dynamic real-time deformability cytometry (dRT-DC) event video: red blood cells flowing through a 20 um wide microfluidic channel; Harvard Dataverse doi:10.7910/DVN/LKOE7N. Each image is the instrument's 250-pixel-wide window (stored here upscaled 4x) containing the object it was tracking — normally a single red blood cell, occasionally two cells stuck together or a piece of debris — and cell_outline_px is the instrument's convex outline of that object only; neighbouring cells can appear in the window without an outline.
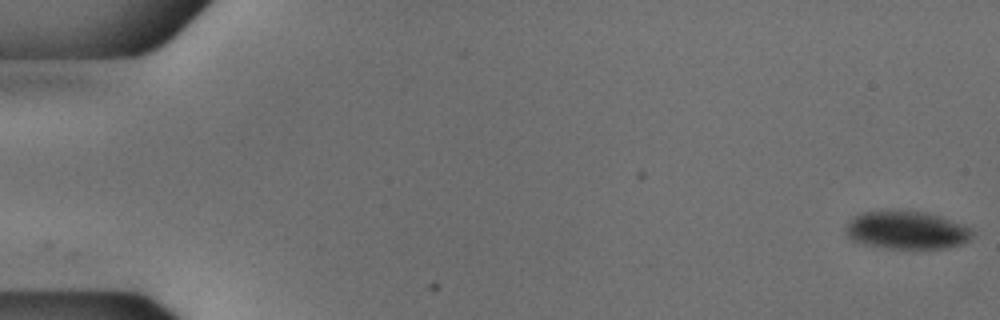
{"species": "common noctule bat (a hibernating species)", "species_latin": "Nyctalus noctula", "temperature_condition": "cold", "stored_images_in_passage": 54, "camera_frame_rate_fps": 3000, "um_per_image_px": 0.085, "animal": {"sex": "male", "body_mass_g": 18.8}, "frame": {"image": 1, "passage_image": 1, "time_ms": 0.0, "image_size_px": [1000, 320], "cell_outline_px": [[976, 232], [964, 244], [944, 248], [884, 248], [864, 244], [852, 240], [844, 232], [844, 228], [848, 220], [852, 216], [860, 212], [924, 212], [940, 216], [972, 228]], "centroid_in_image_um": [77.05, 19.58], "position_along_channel_um": 7.9, "area_um2": 27.98}}
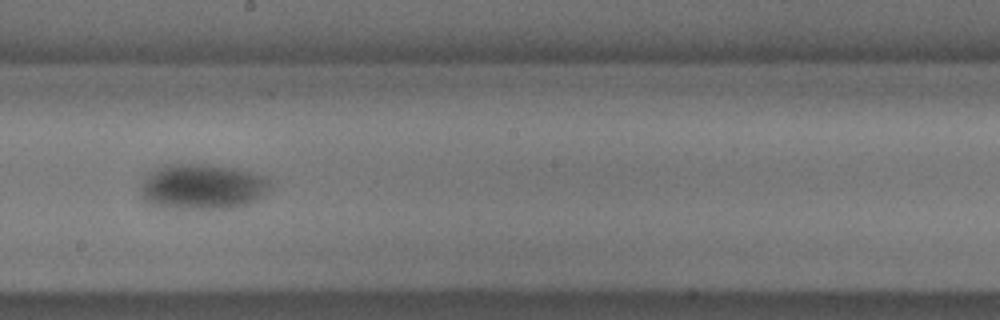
{"frame": {"image": 2, "passage_image": 31, "time_ms": 10.0, "image_size_px": [1000, 320], "cell_outline_px": [[272, 184], [268, 192], [256, 200], [248, 204], [232, 208], [160, 208], [144, 200], [140, 196], [140, 188], [148, 172], [164, 164], [208, 164], [236, 168], [268, 176], [272, 180]], "centroid_in_image_um": [17.22, 15.86], "position_along_channel_um": 231.0, "area_um2": 34.97}}
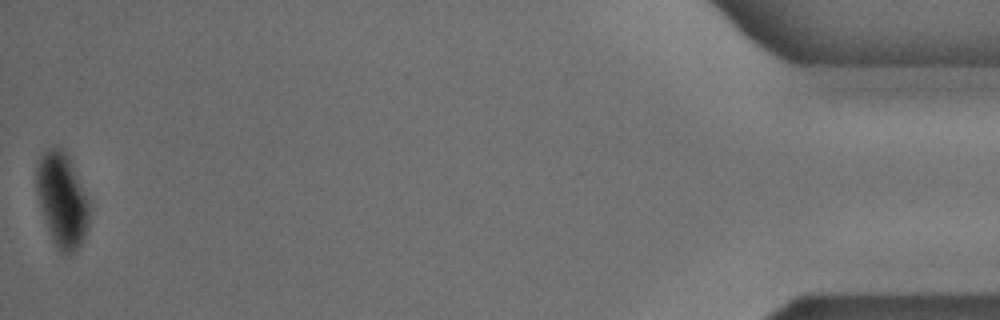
{"frame": {"image": 3, "passage_image": 54, "time_ms": 17.667, "image_size_px": [1000, 320], "cell_outline_px": [[92, 208], [88, 228], [76, 252], [68, 256], [64, 256], [56, 248], [52, 240], [36, 192], [36, 168], [40, 156], [48, 148], [64, 148], [72, 160]], "centroid_in_image_um": [5.31, 17.0], "position_along_channel_um": 429.9, "area_um2": 29.71}}